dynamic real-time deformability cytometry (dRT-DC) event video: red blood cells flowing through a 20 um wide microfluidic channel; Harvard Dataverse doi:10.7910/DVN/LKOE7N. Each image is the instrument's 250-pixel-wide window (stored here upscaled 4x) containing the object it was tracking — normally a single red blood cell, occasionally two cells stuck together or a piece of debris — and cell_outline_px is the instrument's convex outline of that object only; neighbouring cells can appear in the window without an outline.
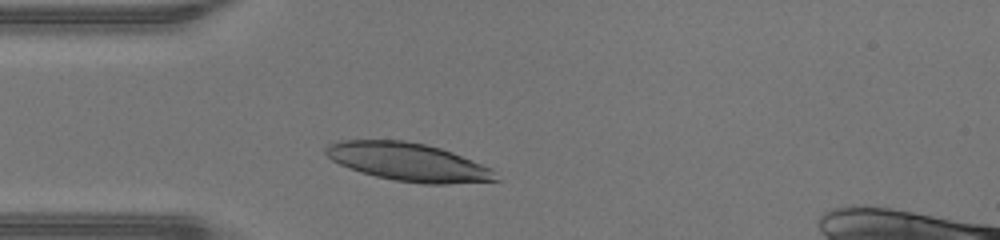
{"species": "human", "species_latin": "Homo sapiens", "temperature_condition": "warm", "stored_images_in_passage": 31, "camera_frame_rate_fps": 3000, "um_per_image_px": 0.085, "donor": {"sex": "male"}, "frame": {"image": 1, "passage_image": 5, "time_ms": 1.333, "image_size_px": [1000, 240], "cell_outline_px": [[500, 180], [444, 184], [424, 184], [396, 180], [376, 176], [360, 172], [348, 168], [332, 160], [324, 152], [324, 148], [328, 144], [340, 140], [404, 140], [424, 144], [440, 148], [452, 152], [492, 168]], "centroid_in_image_um": [34.68, 13.76], "position_along_channel_um": 50.3, "area_um2": 37.63}}
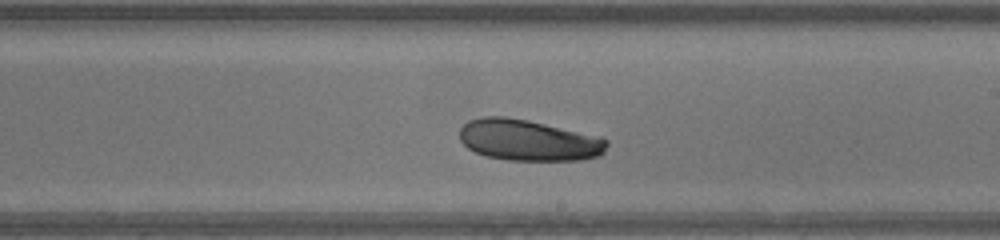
{"frame": {"image": 2, "passage_image": 19, "time_ms": 6.0, "image_size_px": [1000, 240], "cell_outline_px": [[608, 144], [604, 152], [600, 156], [580, 160], [508, 160], [488, 156], [476, 152], [468, 148], [460, 140], [460, 128], [468, 120], [484, 116], [504, 116], [528, 120], [600, 136], [608, 140]], "centroid_in_image_um": [44.94, 11.91], "position_along_channel_um": 244.1, "area_um2": 35.37}}
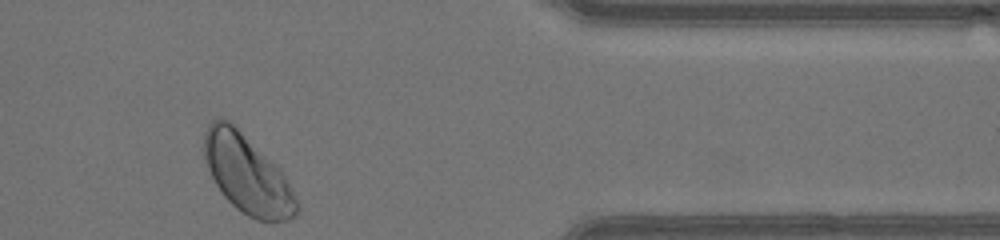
{"frame": {"image": 3, "passage_image": 31, "time_ms": 10.0, "image_size_px": [1000, 240], "cell_outline_px": [[300, 208], [288, 220], [272, 224], [256, 220], [248, 216], [236, 208], [224, 196], [216, 184], [204, 160], [204, 132], [208, 124], [212, 120], [228, 120], [280, 168]], "centroid_in_image_um": [21.01, 14.86], "position_along_channel_um": 390.4, "area_um2": 41.91}, "authors_computed_cell_mechanics": {"area_um2": 36.0094, "velocity_mm_per_s": 4.3333, "shape_relaxation_time_tau1_ms": 2.5852, "shape_relaxation_time_tau2_ms": null, "deformation_change_tau1": 0.0891, "deformation_change_tau2": null}}